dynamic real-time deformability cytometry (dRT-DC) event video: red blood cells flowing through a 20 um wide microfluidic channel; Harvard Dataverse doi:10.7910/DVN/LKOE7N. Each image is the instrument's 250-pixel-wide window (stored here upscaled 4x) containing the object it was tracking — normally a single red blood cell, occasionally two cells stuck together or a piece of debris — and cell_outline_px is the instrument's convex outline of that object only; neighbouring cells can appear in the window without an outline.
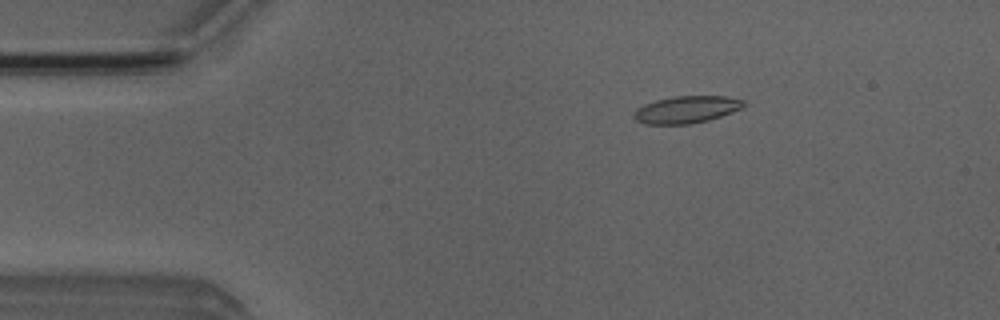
{"species": "Egyptian fruit bat (a non-hibernating species)", "species_latin": "Rousettus aegyptiacus", "temperature_condition": "room temperature", "stored_images_in_passage": 51, "camera_frame_rate_fps": 3000, "um_per_image_px": 0.085, "animal": {"sex": "male"}, "frame": {"image": 1, "passage_image": 8, "time_ms": 2.333, "image_size_px": [1000, 320], "cell_outline_px": [[748, 104], [732, 112], [708, 120], [692, 124], [644, 124], [636, 120], [632, 116], [632, 112], [636, 108], [644, 104], [656, 100], [672, 96], [724, 96], [744, 100]], "centroid_in_image_um": [58.31, 9.31], "position_along_channel_um": 26.7, "area_um2": 17.51}}
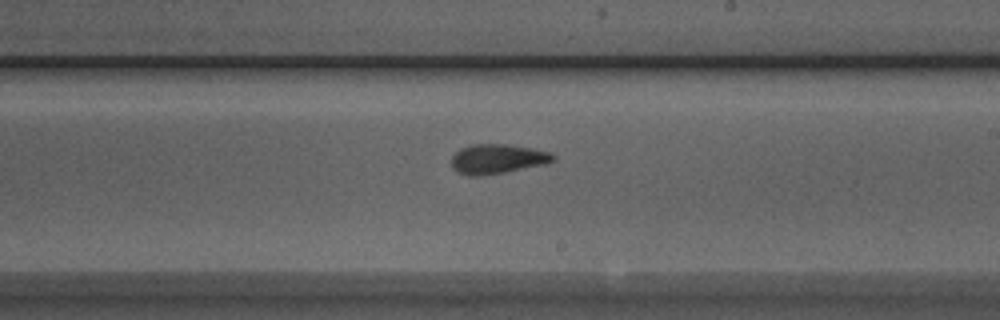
{"frame": {"image": 2, "passage_image": 29, "time_ms": 9.333, "image_size_px": [1000, 320], "cell_outline_px": [[556, 160], [548, 164], [504, 172], [476, 176], [468, 176], [452, 168], [452, 156], [460, 148], [468, 144], [508, 144], [532, 148], [552, 152], [556, 156]], "centroid_in_image_um": [42.33, 13.49], "position_along_channel_um": 246.7, "area_um2": 17.74}}
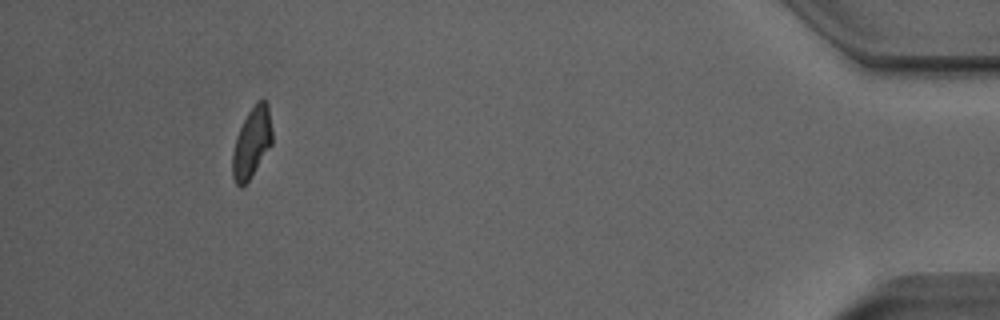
{"frame": {"image": 3, "passage_image": 47, "time_ms": 15.333, "image_size_px": [1000, 320], "cell_outline_px": [[272, 144], [248, 180], [240, 188], [236, 184], [232, 176], [232, 152], [236, 136], [248, 112], [256, 100], [264, 96], [268, 104], [272, 128]], "centroid_in_image_um": [21.4, 12.06], "position_along_channel_um": 413.8, "area_um2": 16.36}, "authors_computed_cell_mechanics": {"area_um2": 17.051, "velocity_mm_per_s": 3.9764, "shape_relaxation_time_tau1_ms": 6.8771, "shape_relaxation_time_tau2_ms": 1.6798, "deformation_change_tau1": 0.1975, "deformation_change_tau2": 0.069}}